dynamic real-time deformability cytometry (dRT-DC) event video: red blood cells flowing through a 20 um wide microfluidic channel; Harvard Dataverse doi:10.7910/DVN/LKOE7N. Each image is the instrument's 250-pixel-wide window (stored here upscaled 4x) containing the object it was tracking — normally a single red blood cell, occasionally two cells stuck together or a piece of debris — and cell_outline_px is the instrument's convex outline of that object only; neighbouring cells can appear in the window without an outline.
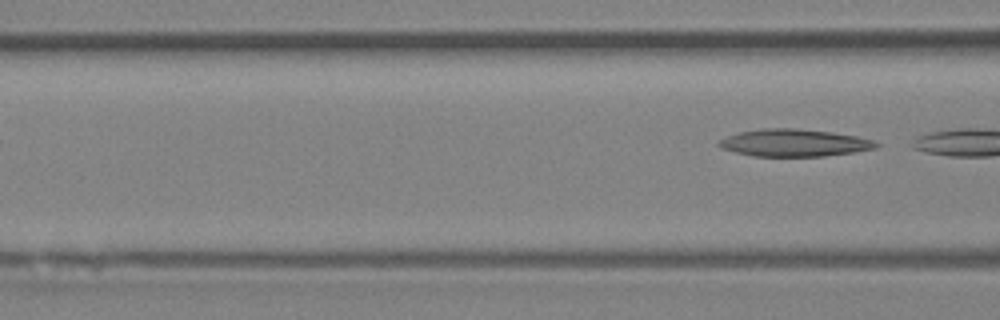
{"species": "Egyptian fruit bat (a non-hibernating species)", "species_latin": "Rousettus aegyptiacus", "temperature_condition": "room temperature", "stored_images_in_passage": 6, "segment_of_instrument_passage": [2, 2], "camera_frame_rate_fps": 3000, "um_per_image_px": 0.085, "animal": {"sex": "female"}, "frame": {"image": 1, "passage_image": 6, "time_ms": 6.667, "image_size_px": [1000, 320], "cell_outline_px": [[880, 144], [876, 148], [852, 152], [824, 156], [752, 156], [720, 148], [716, 144], [720, 140], [728, 136], [740, 132], [764, 128], [796, 128], [832, 132], [856, 136], [872, 140]], "centroid_in_image_um": [67.49, 12.14], "position_along_channel_um": 99.1, "area_um2": 24.85}}